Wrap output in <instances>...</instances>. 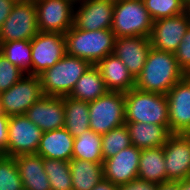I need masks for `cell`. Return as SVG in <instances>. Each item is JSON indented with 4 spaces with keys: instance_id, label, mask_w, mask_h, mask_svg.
<instances>
[{
    "instance_id": "obj_1",
    "label": "cell",
    "mask_w": 190,
    "mask_h": 190,
    "mask_svg": "<svg viewBox=\"0 0 190 190\" xmlns=\"http://www.w3.org/2000/svg\"><path fill=\"white\" fill-rule=\"evenodd\" d=\"M186 76L174 53L151 47L141 74L135 80V88L144 92L166 95L176 83Z\"/></svg>"
},
{
    "instance_id": "obj_2",
    "label": "cell",
    "mask_w": 190,
    "mask_h": 190,
    "mask_svg": "<svg viewBox=\"0 0 190 190\" xmlns=\"http://www.w3.org/2000/svg\"><path fill=\"white\" fill-rule=\"evenodd\" d=\"M66 54L89 61L96 65L113 53L116 36L111 29L85 31L74 25L64 34Z\"/></svg>"
},
{
    "instance_id": "obj_3",
    "label": "cell",
    "mask_w": 190,
    "mask_h": 190,
    "mask_svg": "<svg viewBox=\"0 0 190 190\" xmlns=\"http://www.w3.org/2000/svg\"><path fill=\"white\" fill-rule=\"evenodd\" d=\"M125 97V123H148L165 126L169 130V108L166 95L133 88Z\"/></svg>"
},
{
    "instance_id": "obj_4",
    "label": "cell",
    "mask_w": 190,
    "mask_h": 190,
    "mask_svg": "<svg viewBox=\"0 0 190 190\" xmlns=\"http://www.w3.org/2000/svg\"><path fill=\"white\" fill-rule=\"evenodd\" d=\"M91 65L85 59L66 54L61 60L39 75L43 95L69 96L76 82Z\"/></svg>"
},
{
    "instance_id": "obj_5",
    "label": "cell",
    "mask_w": 190,
    "mask_h": 190,
    "mask_svg": "<svg viewBox=\"0 0 190 190\" xmlns=\"http://www.w3.org/2000/svg\"><path fill=\"white\" fill-rule=\"evenodd\" d=\"M153 19L145 8L143 0H114L111 30L116 36L149 37Z\"/></svg>"
},
{
    "instance_id": "obj_6",
    "label": "cell",
    "mask_w": 190,
    "mask_h": 190,
    "mask_svg": "<svg viewBox=\"0 0 190 190\" xmlns=\"http://www.w3.org/2000/svg\"><path fill=\"white\" fill-rule=\"evenodd\" d=\"M125 111L124 93L108 91L89 103L90 130L104 135L124 125Z\"/></svg>"
},
{
    "instance_id": "obj_7",
    "label": "cell",
    "mask_w": 190,
    "mask_h": 190,
    "mask_svg": "<svg viewBox=\"0 0 190 190\" xmlns=\"http://www.w3.org/2000/svg\"><path fill=\"white\" fill-rule=\"evenodd\" d=\"M38 32L34 0L16 1L0 29V44L15 40H31Z\"/></svg>"
},
{
    "instance_id": "obj_8",
    "label": "cell",
    "mask_w": 190,
    "mask_h": 190,
    "mask_svg": "<svg viewBox=\"0 0 190 190\" xmlns=\"http://www.w3.org/2000/svg\"><path fill=\"white\" fill-rule=\"evenodd\" d=\"M43 96L39 76L26 74L8 90L0 93V110L6 116L25 112Z\"/></svg>"
},
{
    "instance_id": "obj_9",
    "label": "cell",
    "mask_w": 190,
    "mask_h": 190,
    "mask_svg": "<svg viewBox=\"0 0 190 190\" xmlns=\"http://www.w3.org/2000/svg\"><path fill=\"white\" fill-rule=\"evenodd\" d=\"M42 135L43 131L24 114L10 116L5 156L36 154Z\"/></svg>"
},
{
    "instance_id": "obj_10",
    "label": "cell",
    "mask_w": 190,
    "mask_h": 190,
    "mask_svg": "<svg viewBox=\"0 0 190 190\" xmlns=\"http://www.w3.org/2000/svg\"><path fill=\"white\" fill-rule=\"evenodd\" d=\"M40 32L65 34L73 26V0H34Z\"/></svg>"
},
{
    "instance_id": "obj_11",
    "label": "cell",
    "mask_w": 190,
    "mask_h": 190,
    "mask_svg": "<svg viewBox=\"0 0 190 190\" xmlns=\"http://www.w3.org/2000/svg\"><path fill=\"white\" fill-rule=\"evenodd\" d=\"M30 42L34 76H39L66 55L64 34L39 31Z\"/></svg>"
},
{
    "instance_id": "obj_12",
    "label": "cell",
    "mask_w": 190,
    "mask_h": 190,
    "mask_svg": "<svg viewBox=\"0 0 190 190\" xmlns=\"http://www.w3.org/2000/svg\"><path fill=\"white\" fill-rule=\"evenodd\" d=\"M189 26L188 9L182 14L154 21L149 36L152 48L175 53Z\"/></svg>"
},
{
    "instance_id": "obj_13",
    "label": "cell",
    "mask_w": 190,
    "mask_h": 190,
    "mask_svg": "<svg viewBox=\"0 0 190 190\" xmlns=\"http://www.w3.org/2000/svg\"><path fill=\"white\" fill-rule=\"evenodd\" d=\"M163 149L167 182L190 177V134L172 133Z\"/></svg>"
},
{
    "instance_id": "obj_14",
    "label": "cell",
    "mask_w": 190,
    "mask_h": 190,
    "mask_svg": "<svg viewBox=\"0 0 190 190\" xmlns=\"http://www.w3.org/2000/svg\"><path fill=\"white\" fill-rule=\"evenodd\" d=\"M77 4L74 6L73 18L76 28L85 31L111 29L114 0H88Z\"/></svg>"
},
{
    "instance_id": "obj_15",
    "label": "cell",
    "mask_w": 190,
    "mask_h": 190,
    "mask_svg": "<svg viewBox=\"0 0 190 190\" xmlns=\"http://www.w3.org/2000/svg\"><path fill=\"white\" fill-rule=\"evenodd\" d=\"M169 131L190 133V75L176 83L167 93Z\"/></svg>"
},
{
    "instance_id": "obj_16",
    "label": "cell",
    "mask_w": 190,
    "mask_h": 190,
    "mask_svg": "<svg viewBox=\"0 0 190 190\" xmlns=\"http://www.w3.org/2000/svg\"><path fill=\"white\" fill-rule=\"evenodd\" d=\"M140 155L141 149L131 145L104 160V179L118 186L138 178Z\"/></svg>"
},
{
    "instance_id": "obj_17",
    "label": "cell",
    "mask_w": 190,
    "mask_h": 190,
    "mask_svg": "<svg viewBox=\"0 0 190 190\" xmlns=\"http://www.w3.org/2000/svg\"><path fill=\"white\" fill-rule=\"evenodd\" d=\"M43 132L65 126L63 97L43 95L24 114Z\"/></svg>"
},
{
    "instance_id": "obj_18",
    "label": "cell",
    "mask_w": 190,
    "mask_h": 190,
    "mask_svg": "<svg viewBox=\"0 0 190 190\" xmlns=\"http://www.w3.org/2000/svg\"><path fill=\"white\" fill-rule=\"evenodd\" d=\"M151 47L149 37H119L115 40L113 54L121 59L129 73L136 80L141 74Z\"/></svg>"
},
{
    "instance_id": "obj_19",
    "label": "cell",
    "mask_w": 190,
    "mask_h": 190,
    "mask_svg": "<svg viewBox=\"0 0 190 190\" xmlns=\"http://www.w3.org/2000/svg\"><path fill=\"white\" fill-rule=\"evenodd\" d=\"M96 66L108 91L126 93L135 88V79L121 59L113 53L100 60Z\"/></svg>"
},
{
    "instance_id": "obj_20",
    "label": "cell",
    "mask_w": 190,
    "mask_h": 190,
    "mask_svg": "<svg viewBox=\"0 0 190 190\" xmlns=\"http://www.w3.org/2000/svg\"><path fill=\"white\" fill-rule=\"evenodd\" d=\"M15 162L24 189L51 190L43 157L38 154H22L15 157Z\"/></svg>"
},
{
    "instance_id": "obj_21",
    "label": "cell",
    "mask_w": 190,
    "mask_h": 190,
    "mask_svg": "<svg viewBox=\"0 0 190 190\" xmlns=\"http://www.w3.org/2000/svg\"><path fill=\"white\" fill-rule=\"evenodd\" d=\"M74 137L63 127L43 132L36 154L54 160L73 159Z\"/></svg>"
},
{
    "instance_id": "obj_22",
    "label": "cell",
    "mask_w": 190,
    "mask_h": 190,
    "mask_svg": "<svg viewBox=\"0 0 190 190\" xmlns=\"http://www.w3.org/2000/svg\"><path fill=\"white\" fill-rule=\"evenodd\" d=\"M131 144L139 149L162 147L172 134L165 126L148 123H125Z\"/></svg>"
},
{
    "instance_id": "obj_23",
    "label": "cell",
    "mask_w": 190,
    "mask_h": 190,
    "mask_svg": "<svg viewBox=\"0 0 190 190\" xmlns=\"http://www.w3.org/2000/svg\"><path fill=\"white\" fill-rule=\"evenodd\" d=\"M164 149L152 147L141 150L138 178L160 184L167 182Z\"/></svg>"
},
{
    "instance_id": "obj_24",
    "label": "cell",
    "mask_w": 190,
    "mask_h": 190,
    "mask_svg": "<svg viewBox=\"0 0 190 190\" xmlns=\"http://www.w3.org/2000/svg\"><path fill=\"white\" fill-rule=\"evenodd\" d=\"M63 104L65 110L64 128L71 136L79 137L90 129L88 102L65 96L63 97Z\"/></svg>"
},
{
    "instance_id": "obj_25",
    "label": "cell",
    "mask_w": 190,
    "mask_h": 190,
    "mask_svg": "<svg viewBox=\"0 0 190 190\" xmlns=\"http://www.w3.org/2000/svg\"><path fill=\"white\" fill-rule=\"evenodd\" d=\"M73 190H92L103 178V163L80 159L69 161Z\"/></svg>"
},
{
    "instance_id": "obj_26",
    "label": "cell",
    "mask_w": 190,
    "mask_h": 190,
    "mask_svg": "<svg viewBox=\"0 0 190 190\" xmlns=\"http://www.w3.org/2000/svg\"><path fill=\"white\" fill-rule=\"evenodd\" d=\"M107 92L100 70L96 65H91L76 82L69 97L90 103Z\"/></svg>"
},
{
    "instance_id": "obj_27",
    "label": "cell",
    "mask_w": 190,
    "mask_h": 190,
    "mask_svg": "<svg viewBox=\"0 0 190 190\" xmlns=\"http://www.w3.org/2000/svg\"><path fill=\"white\" fill-rule=\"evenodd\" d=\"M73 159L103 163L101 135L89 129L74 138Z\"/></svg>"
},
{
    "instance_id": "obj_28",
    "label": "cell",
    "mask_w": 190,
    "mask_h": 190,
    "mask_svg": "<svg viewBox=\"0 0 190 190\" xmlns=\"http://www.w3.org/2000/svg\"><path fill=\"white\" fill-rule=\"evenodd\" d=\"M0 52L25 74L32 75L30 40H15L0 44Z\"/></svg>"
},
{
    "instance_id": "obj_29",
    "label": "cell",
    "mask_w": 190,
    "mask_h": 190,
    "mask_svg": "<svg viewBox=\"0 0 190 190\" xmlns=\"http://www.w3.org/2000/svg\"><path fill=\"white\" fill-rule=\"evenodd\" d=\"M51 190H73L69 161L43 158Z\"/></svg>"
},
{
    "instance_id": "obj_30",
    "label": "cell",
    "mask_w": 190,
    "mask_h": 190,
    "mask_svg": "<svg viewBox=\"0 0 190 190\" xmlns=\"http://www.w3.org/2000/svg\"><path fill=\"white\" fill-rule=\"evenodd\" d=\"M101 138L103 160L116 155L118 152L132 145L126 124L101 135Z\"/></svg>"
},
{
    "instance_id": "obj_31",
    "label": "cell",
    "mask_w": 190,
    "mask_h": 190,
    "mask_svg": "<svg viewBox=\"0 0 190 190\" xmlns=\"http://www.w3.org/2000/svg\"><path fill=\"white\" fill-rule=\"evenodd\" d=\"M153 21L184 13L188 4L184 0H143Z\"/></svg>"
},
{
    "instance_id": "obj_32",
    "label": "cell",
    "mask_w": 190,
    "mask_h": 190,
    "mask_svg": "<svg viewBox=\"0 0 190 190\" xmlns=\"http://www.w3.org/2000/svg\"><path fill=\"white\" fill-rule=\"evenodd\" d=\"M22 181L15 162V157H0V190H21Z\"/></svg>"
},
{
    "instance_id": "obj_33",
    "label": "cell",
    "mask_w": 190,
    "mask_h": 190,
    "mask_svg": "<svg viewBox=\"0 0 190 190\" xmlns=\"http://www.w3.org/2000/svg\"><path fill=\"white\" fill-rule=\"evenodd\" d=\"M26 74L13 65L3 53L0 52V93L8 90Z\"/></svg>"
},
{
    "instance_id": "obj_34",
    "label": "cell",
    "mask_w": 190,
    "mask_h": 190,
    "mask_svg": "<svg viewBox=\"0 0 190 190\" xmlns=\"http://www.w3.org/2000/svg\"><path fill=\"white\" fill-rule=\"evenodd\" d=\"M174 54L183 72L190 75V26Z\"/></svg>"
},
{
    "instance_id": "obj_35",
    "label": "cell",
    "mask_w": 190,
    "mask_h": 190,
    "mask_svg": "<svg viewBox=\"0 0 190 190\" xmlns=\"http://www.w3.org/2000/svg\"><path fill=\"white\" fill-rule=\"evenodd\" d=\"M158 184L148 182L139 178L128 183L118 185V190H157Z\"/></svg>"
},
{
    "instance_id": "obj_36",
    "label": "cell",
    "mask_w": 190,
    "mask_h": 190,
    "mask_svg": "<svg viewBox=\"0 0 190 190\" xmlns=\"http://www.w3.org/2000/svg\"><path fill=\"white\" fill-rule=\"evenodd\" d=\"M9 116L0 113V148L5 151L8 145V123Z\"/></svg>"
},
{
    "instance_id": "obj_37",
    "label": "cell",
    "mask_w": 190,
    "mask_h": 190,
    "mask_svg": "<svg viewBox=\"0 0 190 190\" xmlns=\"http://www.w3.org/2000/svg\"><path fill=\"white\" fill-rule=\"evenodd\" d=\"M16 0H0V29L10 15Z\"/></svg>"
},
{
    "instance_id": "obj_38",
    "label": "cell",
    "mask_w": 190,
    "mask_h": 190,
    "mask_svg": "<svg viewBox=\"0 0 190 190\" xmlns=\"http://www.w3.org/2000/svg\"><path fill=\"white\" fill-rule=\"evenodd\" d=\"M92 190H118V186L103 178Z\"/></svg>"
},
{
    "instance_id": "obj_39",
    "label": "cell",
    "mask_w": 190,
    "mask_h": 190,
    "mask_svg": "<svg viewBox=\"0 0 190 190\" xmlns=\"http://www.w3.org/2000/svg\"><path fill=\"white\" fill-rule=\"evenodd\" d=\"M157 190H179V181L178 182L168 181L160 183L158 184Z\"/></svg>"
},
{
    "instance_id": "obj_40",
    "label": "cell",
    "mask_w": 190,
    "mask_h": 190,
    "mask_svg": "<svg viewBox=\"0 0 190 190\" xmlns=\"http://www.w3.org/2000/svg\"><path fill=\"white\" fill-rule=\"evenodd\" d=\"M179 190H190V177L179 181Z\"/></svg>"
},
{
    "instance_id": "obj_41",
    "label": "cell",
    "mask_w": 190,
    "mask_h": 190,
    "mask_svg": "<svg viewBox=\"0 0 190 190\" xmlns=\"http://www.w3.org/2000/svg\"><path fill=\"white\" fill-rule=\"evenodd\" d=\"M83 1H88V0H73V2H74L75 4L80 3V2H83Z\"/></svg>"
},
{
    "instance_id": "obj_42",
    "label": "cell",
    "mask_w": 190,
    "mask_h": 190,
    "mask_svg": "<svg viewBox=\"0 0 190 190\" xmlns=\"http://www.w3.org/2000/svg\"><path fill=\"white\" fill-rule=\"evenodd\" d=\"M4 155H5L4 151L0 148V157H2Z\"/></svg>"
},
{
    "instance_id": "obj_43",
    "label": "cell",
    "mask_w": 190,
    "mask_h": 190,
    "mask_svg": "<svg viewBox=\"0 0 190 190\" xmlns=\"http://www.w3.org/2000/svg\"><path fill=\"white\" fill-rule=\"evenodd\" d=\"M188 11H189V13H190V0L188 1Z\"/></svg>"
}]
</instances>
